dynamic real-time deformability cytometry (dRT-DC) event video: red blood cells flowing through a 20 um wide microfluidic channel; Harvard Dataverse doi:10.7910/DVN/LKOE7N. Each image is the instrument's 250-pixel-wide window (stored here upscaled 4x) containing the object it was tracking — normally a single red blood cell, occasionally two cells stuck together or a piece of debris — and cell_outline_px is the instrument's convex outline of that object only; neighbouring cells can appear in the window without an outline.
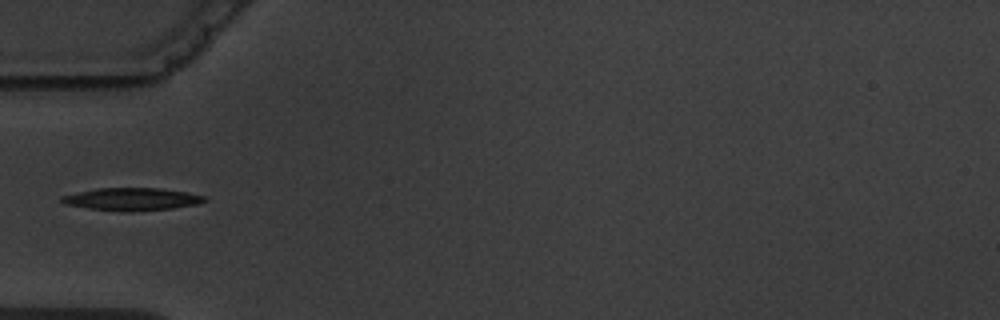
{"species": "common noctule bat (a hibernating species)", "species_latin": "Nyctalus noctula", "temperature_condition": "warm", "stored_images_in_passage": 4, "camera_frame_rate_fps": 3000, "um_per_image_px": 0.085, "animal": {"sex": "male", "body_mass_g": 19.5, "forearm_length_mm": 54.6}, "frame": {"image": 1, "passage_image": 2, "time_ms": 1.333, "image_size_px": [1000, 320], "cell_outline_px": [[208, 200], [196, 204], [172, 208], [88, 208], [64, 204], [60, 200], [60, 196], [76, 192], [96, 188], [160, 188], [208, 196]], "centroid_in_image_um": [11.2, 16.86], "position_along_channel_um": 73.8, "area_um2": 17.63}}
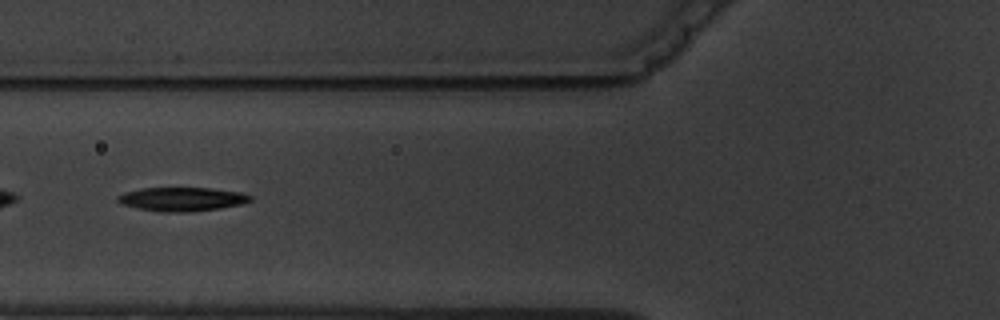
{"frame": {"image": 2, "passage_image": 3, "time_ms": 2.333, "image_size_px": [1000, 320], "cell_outline_px": [[252, 200], [240, 204], [220, 208], [192, 212], [160, 212], [136, 208], [120, 204], [116, 200], [116, 196], [124, 192], [140, 188], [212, 188], [240, 192], [252, 196]], "centroid_in_image_um": [15.41, 16.93], "position_along_channel_um": 110.4, "area_um2": 18.61}}